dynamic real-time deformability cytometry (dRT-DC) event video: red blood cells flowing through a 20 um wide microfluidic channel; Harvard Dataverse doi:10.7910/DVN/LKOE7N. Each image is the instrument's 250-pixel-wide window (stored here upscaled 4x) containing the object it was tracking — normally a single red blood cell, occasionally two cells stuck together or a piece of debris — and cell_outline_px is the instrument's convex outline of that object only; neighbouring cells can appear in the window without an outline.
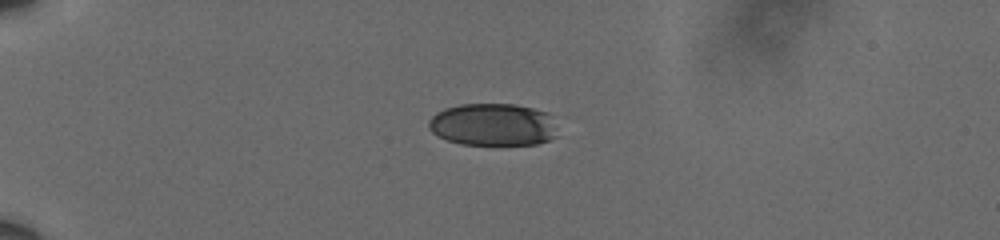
{"species": "human", "species_latin": "Homo sapiens", "temperature_condition": "cold", "stored_images_in_passage": 44, "camera_frame_rate_fps": 3000, "um_per_image_px": 0.085, "donor": {"sex": "male"}, "frame": {"image": 1, "passage_image": 1, "time_ms": 0.0, "image_size_px": [1000, 240], "cell_outline_px": [[556, 136], [548, 140], [536, 144], [460, 144], [448, 140], [432, 132], [428, 128], [428, 120], [436, 112], [444, 108], [460, 104], [516, 104], [548, 112]], "centroid_in_image_um": [41.84, 10.58], "position_along_channel_um": 43.2, "area_um2": 31.62}}
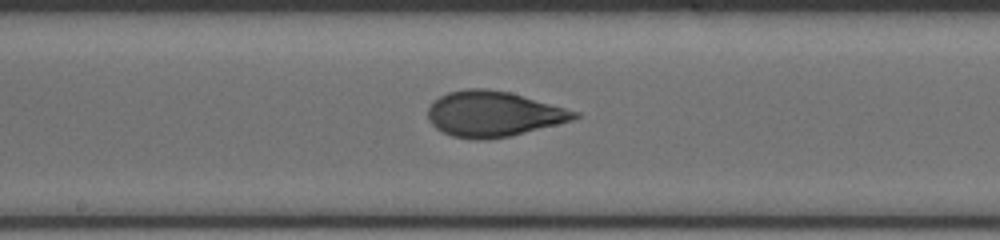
{"frame": {"image": 2, "passage_image": 19, "time_ms": 6.0, "image_size_px": [1000, 240], "cell_outline_px": [[580, 116], [572, 120], [508, 136], [488, 140], [476, 140], [452, 136], [436, 128], [428, 120], [428, 108], [432, 100], [448, 92], [468, 88], [488, 88], [512, 92], [580, 112]], "centroid_in_image_um": [41.91, 9.67], "position_along_channel_um": 206.3, "area_um2": 38.9}}
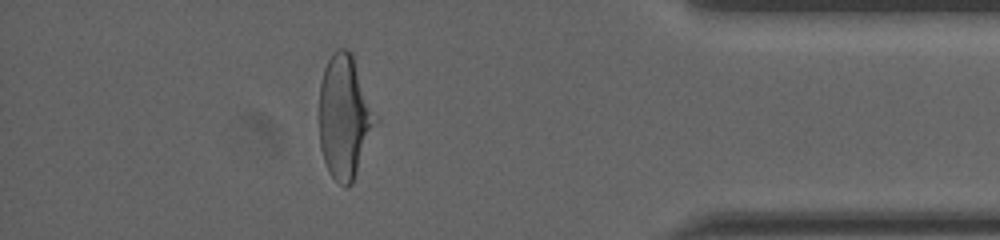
{"frame": {"image": 3, "passage_image": 38, "time_ms": 12.333, "image_size_px": [1000, 240], "cell_outline_px": [[376, 120], [352, 184], [348, 188], [344, 188], [328, 172], [320, 148], [320, 84], [324, 68], [332, 52], [336, 48], [344, 48], [352, 52]], "centroid_in_image_um": [29.23, 9.93], "position_along_channel_um": 406.0, "area_um2": 39.54}, "authors_computed_cell_mechanics": {"area_um2": 38.1769, "velocity_mm_per_s": 3.6093, "shape_relaxation_time_tau1_ms": 5.247, "shape_relaxation_time_tau2_ms": 0.981, "deformation_change_tau1": 0.1848, "deformation_change_tau2": 0.0702}}